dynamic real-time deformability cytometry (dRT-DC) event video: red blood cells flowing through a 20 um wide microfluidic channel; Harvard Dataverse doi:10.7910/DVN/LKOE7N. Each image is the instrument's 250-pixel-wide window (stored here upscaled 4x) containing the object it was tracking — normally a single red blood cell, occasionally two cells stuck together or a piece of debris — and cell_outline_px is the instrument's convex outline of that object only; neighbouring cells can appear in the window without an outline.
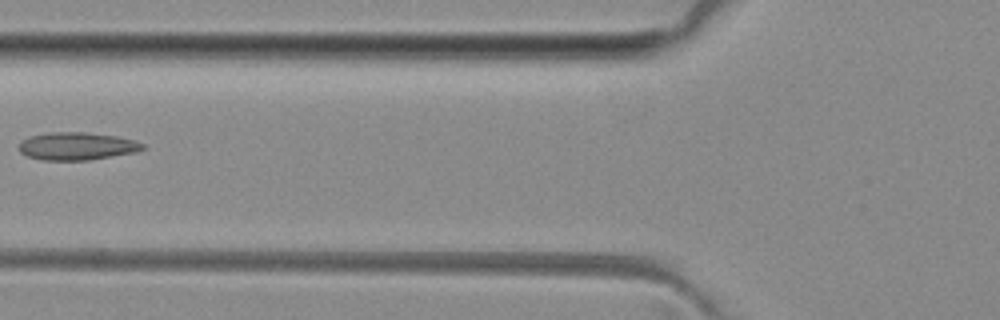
{"species": "common noctule bat (a hibernating species)", "species_latin": "Nyctalus noctula", "temperature_condition": "room temperature", "stored_images_in_passage": 6, "camera_frame_rate_fps": 3000, "um_per_image_px": 0.085, "animal": {"sex": "female", "body_mass_g": 29.2, "forearm_length_mm": 56.3}, "frame": {"image": 1, "passage_image": 5, "time_ms": 5.0, "image_size_px": [1000, 320], "cell_outline_px": [[148, 148], [136, 152], [92, 160], [44, 160], [28, 156], [20, 152], [20, 140], [28, 136], [52, 132], [84, 132], [116, 136], [132, 140], [144, 144]], "centroid_in_image_um": [6.55, 12.42], "position_along_channel_um": 119.2, "area_um2": 20.06}}
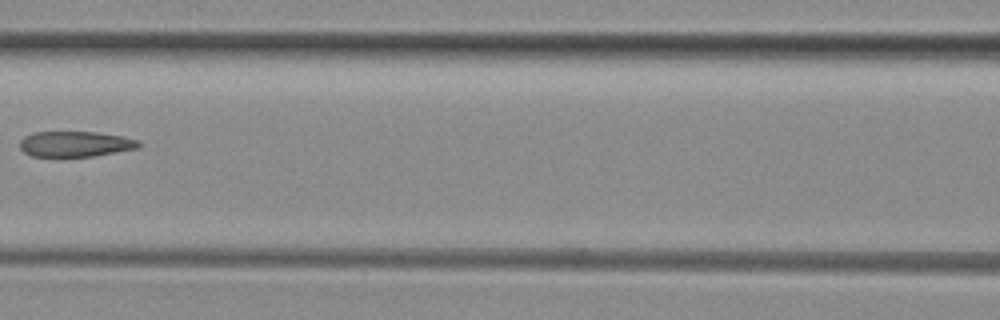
{"frame": {"image": 2, "passage_image": 6, "time_ms": 6.0, "image_size_px": [1000, 320], "cell_outline_px": [[140, 148], [92, 156], [32, 156], [24, 152], [20, 148], [20, 140], [24, 136], [36, 132], [96, 132], [124, 136], [140, 140]], "centroid_in_image_um": [6.43, 12.23], "position_along_channel_um": 160.2, "area_um2": 17.69}}